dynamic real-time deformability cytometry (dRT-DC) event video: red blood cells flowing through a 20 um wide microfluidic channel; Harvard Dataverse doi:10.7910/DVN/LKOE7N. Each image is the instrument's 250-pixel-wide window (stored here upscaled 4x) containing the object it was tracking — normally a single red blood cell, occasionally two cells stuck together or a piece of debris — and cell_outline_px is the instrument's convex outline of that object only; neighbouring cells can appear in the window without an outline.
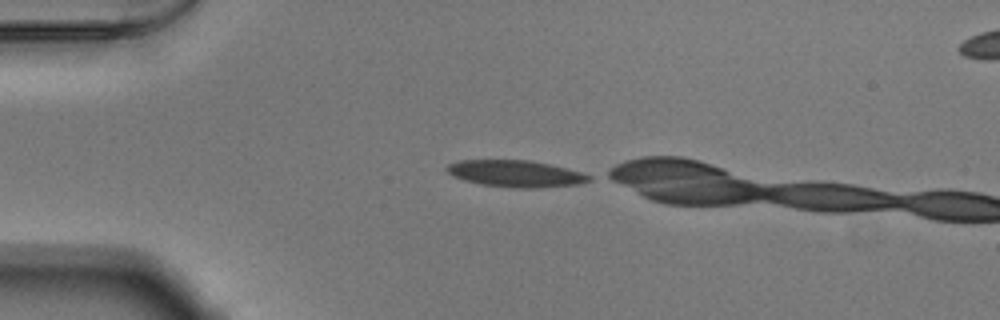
{"species": "Egyptian fruit bat (a non-hibernating species)", "species_latin": "Rousettus aegyptiacus", "temperature_condition": "warm", "stored_images_in_passage": 8, "camera_frame_rate_fps": 3000, "um_per_image_px": 0.085, "animal": {"sex": "male"}, "frame": {"image": 1, "passage_image": 1, "time_ms": 0.0, "image_size_px": [1000, 320], "cell_outline_px": [[592, 180], [580, 184], [532, 188], [516, 188], [480, 184], [464, 180], [452, 176], [444, 168], [448, 164], [460, 160], [528, 160], [548, 164], [584, 172], [592, 176]], "centroid_in_image_um": [43.84, 14.76], "position_along_channel_um": 41.2, "area_um2": 22.2}}
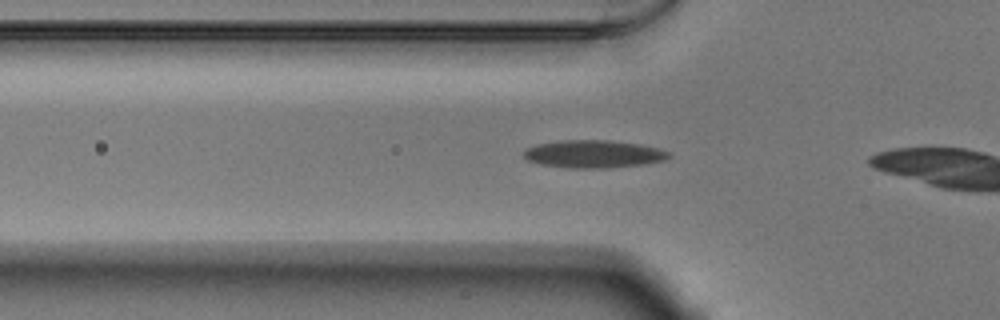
{"frame": {"image": 2, "passage_image": 6, "time_ms": 1.667, "image_size_px": [1000, 320], "cell_outline_px": [[672, 156], [664, 160], [644, 164], [608, 168], [568, 168], [540, 164], [528, 160], [524, 156], [524, 152], [528, 148], [536, 144], [564, 140], [608, 140], [640, 144], [660, 148], [672, 152]], "centroid_in_image_um": [50.51, 13.09], "position_along_channel_um": 75.3, "area_um2": 23.52}}